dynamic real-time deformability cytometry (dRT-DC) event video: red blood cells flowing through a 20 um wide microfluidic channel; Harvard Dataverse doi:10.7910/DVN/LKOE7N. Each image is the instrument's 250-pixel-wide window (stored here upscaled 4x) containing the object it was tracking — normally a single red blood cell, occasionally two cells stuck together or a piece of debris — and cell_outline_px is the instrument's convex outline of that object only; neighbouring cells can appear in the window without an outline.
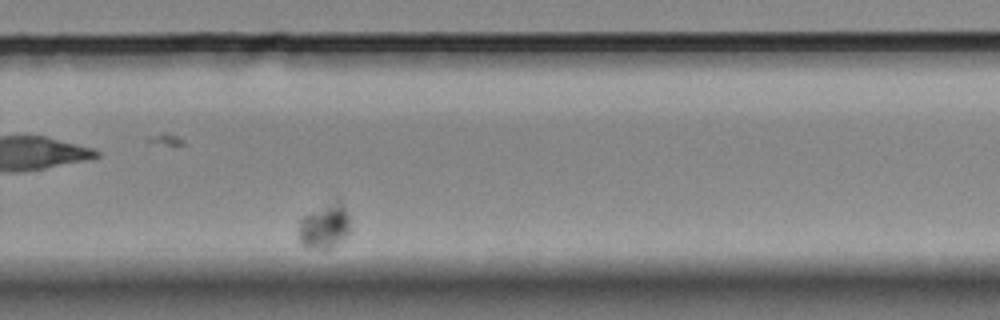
{"species": "Egyptian fruit bat (a non-hibernating species)", "species_latin": "Rousettus aegyptiacus", "temperature_condition": "room temperature", "stored_images_in_passage": 11, "camera_frame_rate_fps": 3000, "um_per_image_px": 0.085, "animal": {"sex": "female"}, "frame": {"image": 1, "passage_image": 11, "time_ms": 12.333, "image_size_px": [1000, 320], "cell_outline_px": [[348, 232], [344, 240], [328, 252], [324, 252], [304, 248], [300, 244], [300, 216], [332, 204], [340, 204], [344, 208], [348, 216]], "centroid_in_image_um": [27.54, 19.39], "position_along_channel_um": 302.3, "area_um2": 13.35}}